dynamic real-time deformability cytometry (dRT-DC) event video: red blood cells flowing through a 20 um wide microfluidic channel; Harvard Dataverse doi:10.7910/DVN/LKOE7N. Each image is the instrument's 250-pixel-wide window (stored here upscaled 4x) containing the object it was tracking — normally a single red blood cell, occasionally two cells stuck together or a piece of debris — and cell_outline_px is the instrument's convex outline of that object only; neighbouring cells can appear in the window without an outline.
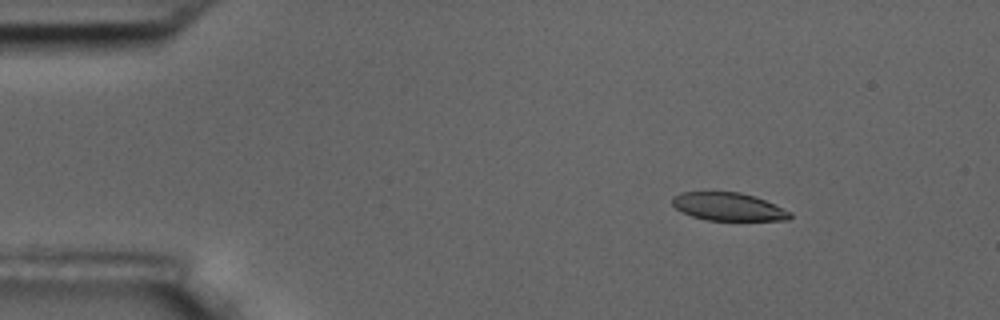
{"species": "common noctule bat (a hibernating species)", "species_latin": "Nyctalus noctula", "temperature_condition": "room temperature", "stored_images_in_passage": 6, "camera_frame_rate_fps": 3000, "um_per_image_px": 0.085, "animal": {"sex": "male", "body_mass_g": 17.5, "forearm_length_mm": 52.3}, "frame": {"image": 1, "passage_image": 2, "time_ms": 1.333, "image_size_px": [1000, 320], "cell_outline_px": [[792, 216], [788, 220], [708, 220], [692, 216], [676, 208], [672, 204], [672, 196], [680, 192], [740, 192], [756, 196], [792, 212]], "centroid_in_image_um": [61.92, 17.56], "position_along_channel_um": 23.1, "area_um2": 19.19}}